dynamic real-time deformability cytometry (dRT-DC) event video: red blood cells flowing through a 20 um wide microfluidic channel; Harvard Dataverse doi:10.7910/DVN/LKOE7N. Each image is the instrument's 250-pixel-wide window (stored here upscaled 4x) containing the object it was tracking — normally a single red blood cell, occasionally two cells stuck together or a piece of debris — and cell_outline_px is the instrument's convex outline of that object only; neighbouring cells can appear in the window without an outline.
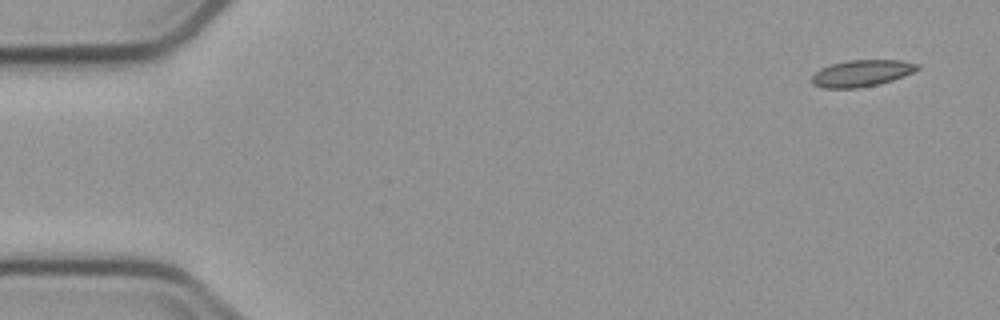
{"species": "common noctule bat (a hibernating species)", "species_latin": "Nyctalus noctula", "temperature_condition": "cold", "stored_images_in_passage": 5, "camera_frame_rate_fps": 3000, "um_per_image_px": 0.085, "animal": {"sex": "male", "body_mass_g": 23.1, "forearm_length_mm": 52.7}, "frame": {"image": 1, "passage_image": 1, "time_ms": 0.0, "image_size_px": [1000, 320], "cell_outline_px": [[920, 68], [904, 76], [880, 84], [860, 88], [824, 88], [812, 84], [812, 76], [820, 68], [832, 64], [848, 60], [900, 60], [920, 64]], "centroid_in_image_um": [73.25, 6.23], "position_along_channel_um": 11.7, "area_um2": 16.42}}
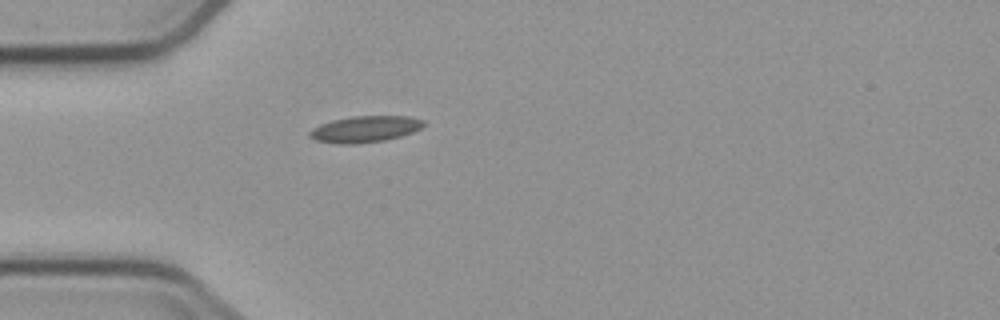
{"frame": {"image": 2, "passage_image": 5, "time_ms": 4.333, "image_size_px": [1000, 320], "cell_outline_px": [[424, 124], [420, 128], [412, 132], [400, 136], [384, 140], [352, 144], [340, 144], [316, 140], [308, 136], [308, 132], [312, 128], [320, 124], [332, 120], [352, 116], [408, 116], [424, 120]], "centroid_in_image_um": [30.99, 10.97], "position_along_channel_um": 54.0, "area_um2": 17.4}}